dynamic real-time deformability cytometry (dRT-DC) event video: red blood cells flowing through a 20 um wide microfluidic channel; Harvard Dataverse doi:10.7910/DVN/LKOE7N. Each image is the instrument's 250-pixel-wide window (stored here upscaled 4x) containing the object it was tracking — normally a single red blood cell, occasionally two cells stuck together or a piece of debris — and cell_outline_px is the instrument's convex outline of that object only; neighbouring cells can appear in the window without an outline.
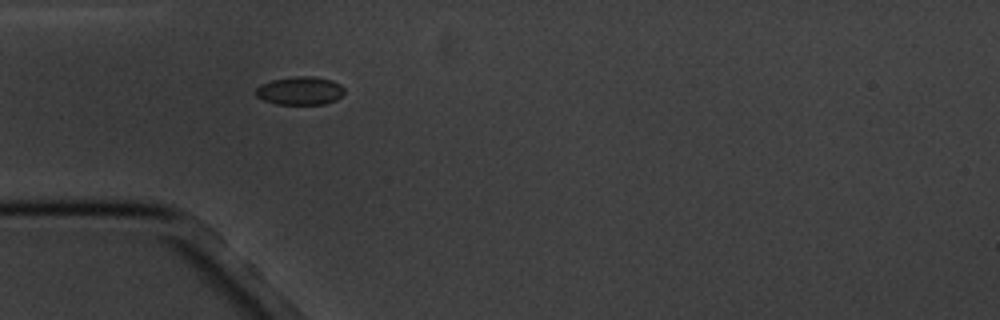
{"species": "common noctule bat (a hibernating species)", "species_latin": "Nyctalus noctula", "temperature_condition": "cold", "stored_images_in_passage": 2, "camera_frame_rate_fps": 3000, "um_per_image_px": 0.085, "animal": {"sex": "male", "body_mass_g": 20.1, "forearm_length_mm": 53.5}, "frame": {"image": 1, "passage_image": 1, "time_ms": 0.0, "image_size_px": [1000, 320], "cell_outline_px": [[344, 92], [336, 100], [324, 104], [276, 104], [264, 100], [256, 96], [256, 88], [260, 84], [272, 80], [292, 76], [312, 76], [332, 80], [340, 84], [344, 88]], "centroid_in_image_um": [25.5, 7.7], "position_along_channel_um": 59.5, "area_um2": 14.62}}
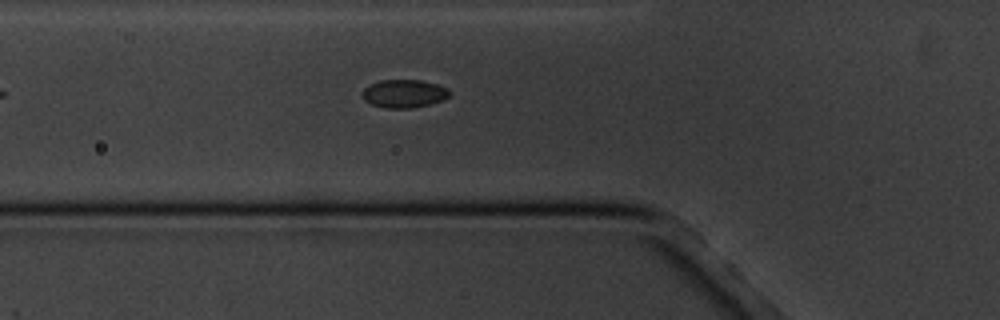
{"frame": {"image": 2, "passage_image": 2, "time_ms": 1.0, "image_size_px": [1000, 320], "cell_outline_px": [[448, 96], [444, 100], [412, 108], [384, 108], [372, 104], [364, 100], [360, 96], [360, 92], [368, 84], [380, 80], [420, 80], [436, 84], [448, 88]], "centroid_in_image_um": [34.27, 7.95], "position_along_channel_um": 91.5, "area_um2": 14.39}}